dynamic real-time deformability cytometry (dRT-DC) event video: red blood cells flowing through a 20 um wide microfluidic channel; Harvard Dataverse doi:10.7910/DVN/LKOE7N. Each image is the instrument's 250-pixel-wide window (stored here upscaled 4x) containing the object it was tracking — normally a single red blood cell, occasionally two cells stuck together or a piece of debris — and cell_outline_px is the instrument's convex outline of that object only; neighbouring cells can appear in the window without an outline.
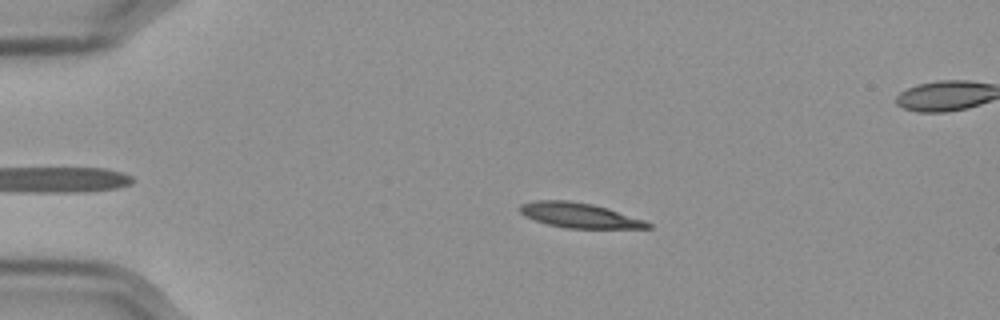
{"species": "Egyptian fruit bat (a non-hibernating species)", "species_latin": "Rousettus aegyptiacus", "temperature_condition": "cold", "stored_images_in_passage": 50, "camera_frame_rate_fps": 3000, "um_per_image_px": 0.085, "frame": {"image": 1, "passage_image": 12, "time_ms": 3.667, "image_size_px": [1000, 320], "cell_outline_px": [[652, 228], [564, 228], [548, 224], [524, 216], [516, 208], [520, 204], [536, 200], [568, 200], [592, 204], [608, 208], [644, 220], [652, 224]], "centroid_in_image_um": [49.21, 18.29], "position_along_channel_um": 35.8, "area_um2": 18.61}}
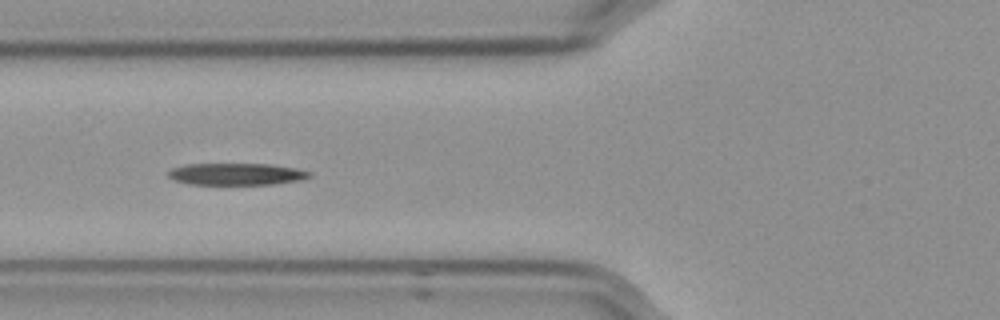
{"frame": {"image": 2, "passage_image": 22, "time_ms": 7.0, "image_size_px": [1000, 320], "cell_outline_px": [[312, 176], [300, 180], [272, 184], [188, 184], [172, 180], [168, 176], [168, 172], [172, 168], [184, 164], [272, 164], [296, 168], [312, 172]], "centroid_in_image_um": [20.09, 14.79], "position_along_channel_um": 105.7, "area_um2": 18.09}}
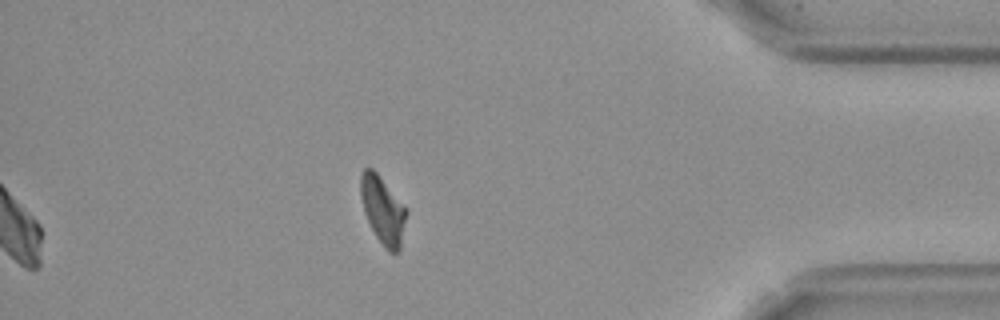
{"frame": {"image": 3, "passage_image": 50, "time_ms": 16.333, "image_size_px": [1000, 320], "cell_outline_px": [[408, 212], [400, 248], [396, 252], [388, 252], [384, 248], [376, 236], [364, 212], [360, 196], [360, 172], [364, 168], [372, 168], [376, 172], [408, 208]], "centroid_in_image_um": [32.55, 17.84], "position_along_channel_um": 402.7, "area_um2": 18.15}, "authors_computed_cell_mechanics": {"area_um2": 18.3804, "velocity_mm_per_s": 3.5632, "shape_relaxation_time_tau1_ms": 6.8053, "shape_relaxation_time_tau2_ms": null, "deformation_change_tau1": 0.2332, "deformation_change_tau2": null}}